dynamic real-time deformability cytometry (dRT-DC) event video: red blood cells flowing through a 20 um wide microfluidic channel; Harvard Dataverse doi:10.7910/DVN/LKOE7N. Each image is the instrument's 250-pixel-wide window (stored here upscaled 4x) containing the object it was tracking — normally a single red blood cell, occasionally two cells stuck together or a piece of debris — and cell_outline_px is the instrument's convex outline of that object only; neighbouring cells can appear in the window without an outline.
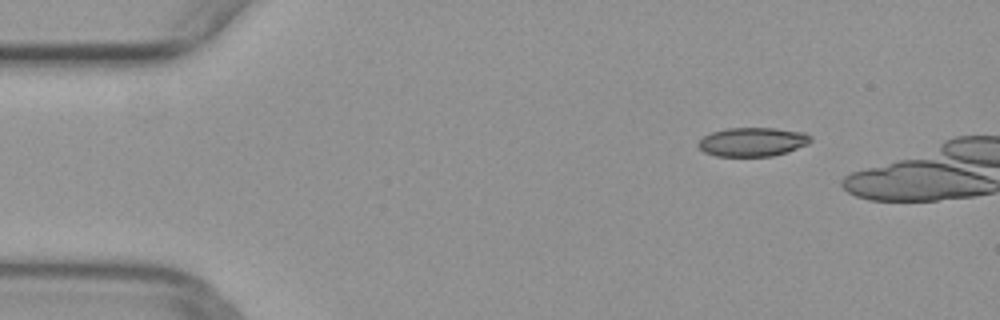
{"species": "common noctule bat (a hibernating species)", "species_latin": "Nyctalus noctula", "temperature_condition": "warm", "stored_images_in_passage": 3, "camera_frame_rate_fps": 3000, "um_per_image_px": 0.085, "animal": {"sex": "female", "body_mass_g": 29.2, "forearm_length_mm": 56.3}, "frame": {"image": 1, "passage_image": 1, "time_ms": 0.0, "image_size_px": [1000, 320], "cell_outline_px": [[812, 140], [808, 144], [788, 152], [772, 156], [716, 156], [704, 152], [696, 144], [704, 136], [712, 132], [728, 128], [776, 128], [804, 132], [812, 136]], "centroid_in_image_um": [63.99, 12.06], "position_along_channel_um": 21.0, "area_um2": 19.02}}